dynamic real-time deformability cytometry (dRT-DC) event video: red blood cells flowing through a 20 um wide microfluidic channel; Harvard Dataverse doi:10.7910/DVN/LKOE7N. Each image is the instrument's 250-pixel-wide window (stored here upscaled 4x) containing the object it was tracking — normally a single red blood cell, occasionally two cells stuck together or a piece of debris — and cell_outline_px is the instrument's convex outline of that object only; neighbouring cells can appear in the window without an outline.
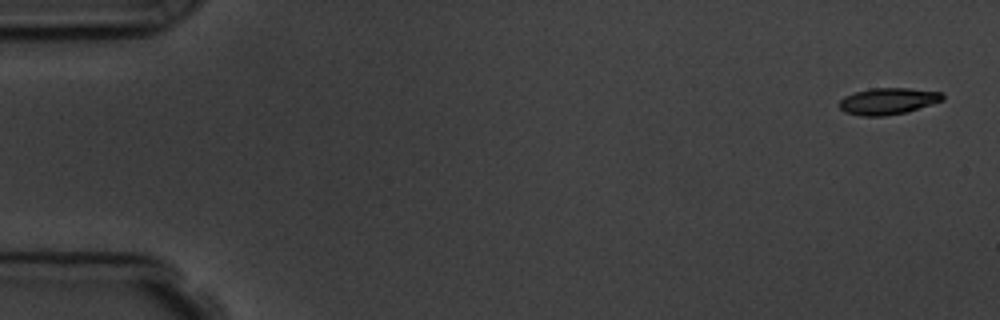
{"species": "common noctule bat (a hibernating species)", "species_latin": "Nyctalus noctula", "temperature_condition": "room temperature", "stored_images_in_passage": 5, "camera_frame_rate_fps": 3000, "um_per_image_px": 0.085, "animal": {"sex": "male", "body_mass_g": 19.5, "forearm_length_mm": 54.6}, "frame": {"image": 1, "passage_image": 1, "time_ms": 0.0, "image_size_px": [1000, 320], "cell_outline_px": [[944, 100], [904, 112], [884, 116], [860, 116], [844, 112], [836, 104], [844, 96], [856, 92], [872, 88], [908, 88], [940, 92], [944, 96]], "centroid_in_image_um": [75.42, 8.6], "position_along_channel_um": 9.6, "area_um2": 15.9}}
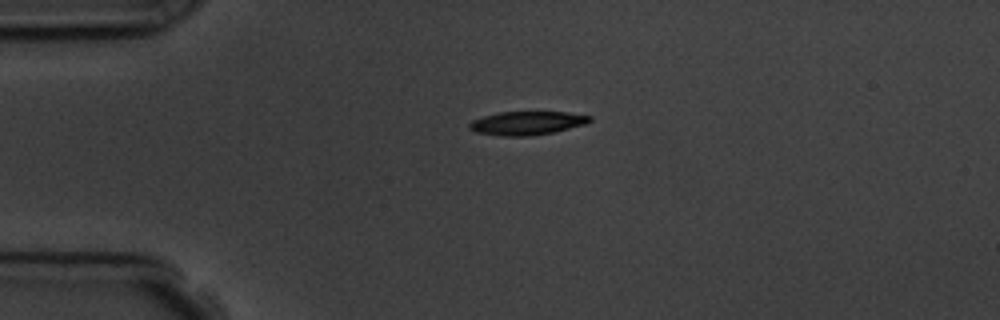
{"frame": {"image": 2, "passage_image": 4, "time_ms": 3.667, "image_size_px": [1000, 320], "cell_outline_px": [[592, 120], [584, 124], [552, 132], [532, 136], [500, 136], [476, 132], [468, 128], [468, 124], [472, 120], [484, 116], [500, 112], [568, 112], [592, 116]], "centroid_in_image_um": [44.77, 10.46], "position_along_channel_um": 40.2, "area_um2": 16.47}}